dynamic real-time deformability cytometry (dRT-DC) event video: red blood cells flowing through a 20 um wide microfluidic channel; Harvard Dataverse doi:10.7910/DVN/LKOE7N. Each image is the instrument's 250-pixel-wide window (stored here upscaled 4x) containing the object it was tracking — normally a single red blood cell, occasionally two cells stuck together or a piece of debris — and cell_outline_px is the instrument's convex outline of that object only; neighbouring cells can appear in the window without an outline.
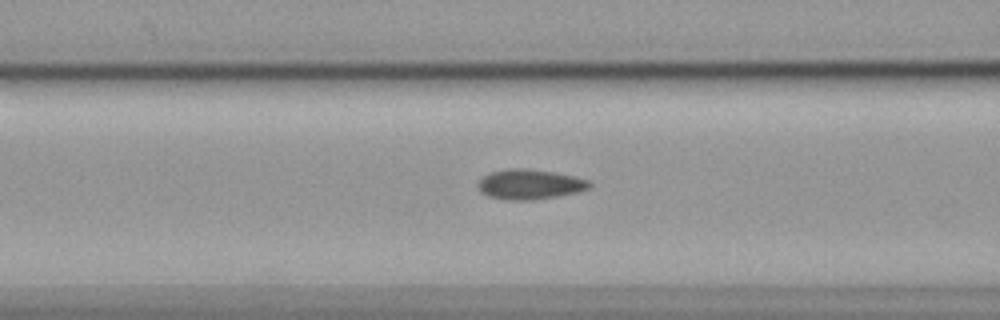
{"species": "common noctule bat (a hibernating species)", "species_latin": "Nyctalus noctula", "temperature_condition": "cold", "stored_images_in_passage": 50, "camera_frame_rate_fps": 3000, "um_per_image_px": 0.085, "animal": {"sex": "female", "body_mass_g": 19.9}, "frame": {"image": 1, "passage_image": 22, "time_ms": 7.0, "image_size_px": [1000, 320], "cell_outline_px": [[592, 184], [588, 188], [576, 192], [556, 196], [532, 200], [508, 200], [488, 196], [480, 192], [476, 184], [488, 172], [508, 168], [524, 168], [556, 172], [576, 176], [588, 180]], "centroid_in_image_um": [45.0, 15.65], "position_along_channel_um": 121.6, "area_um2": 19.59}}
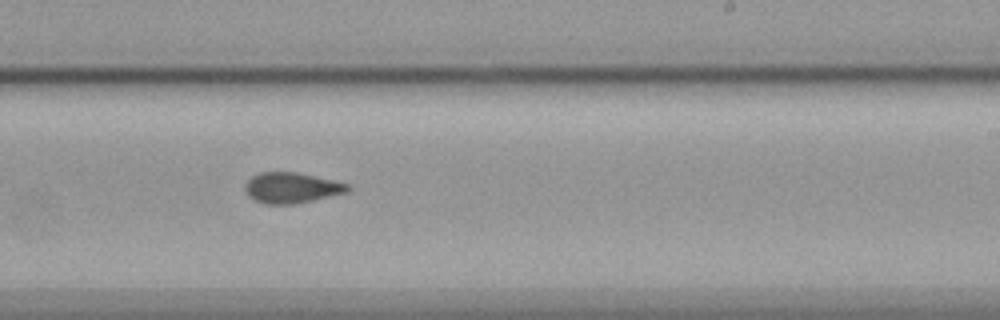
{"frame": {"image": 2, "passage_image": 34, "time_ms": 11.0, "image_size_px": [1000, 320], "cell_outline_px": [[352, 188], [348, 192], [312, 200], [292, 204], [264, 204], [248, 196], [244, 188], [244, 184], [252, 176], [260, 172], [296, 172], [332, 180], [348, 184]], "centroid_in_image_um": [24.76, 15.96], "position_along_channel_um": 264.2, "area_um2": 18.21}}
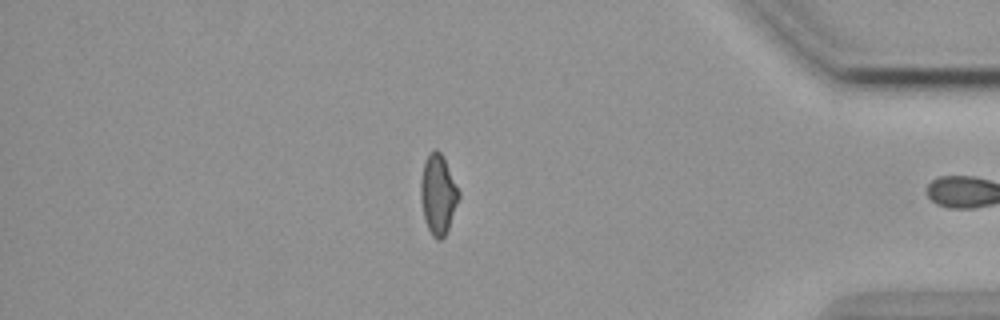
{"frame": {"image": 3, "passage_image": 48, "time_ms": 15.667, "image_size_px": [1000, 320], "cell_outline_px": [[460, 196], [448, 228], [444, 236], [440, 240], [436, 240], [432, 236], [428, 228], [424, 216], [420, 196], [420, 180], [424, 160], [436, 148], [444, 156], [460, 192]], "centroid_in_image_um": [37.23, 16.5], "position_along_channel_um": 398.0, "area_um2": 17.69}, "authors_computed_cell_mechanics": {"area_um2": 18.8139, "velocity_mm_per_s": 3.5773, "shape_relaxation_time_tau1_ms": null, "shape_relaxation_time_tau2_ms": 2.4286, "deformation_change_tau1": null, "deformation_change_tau2": 0.0778}}